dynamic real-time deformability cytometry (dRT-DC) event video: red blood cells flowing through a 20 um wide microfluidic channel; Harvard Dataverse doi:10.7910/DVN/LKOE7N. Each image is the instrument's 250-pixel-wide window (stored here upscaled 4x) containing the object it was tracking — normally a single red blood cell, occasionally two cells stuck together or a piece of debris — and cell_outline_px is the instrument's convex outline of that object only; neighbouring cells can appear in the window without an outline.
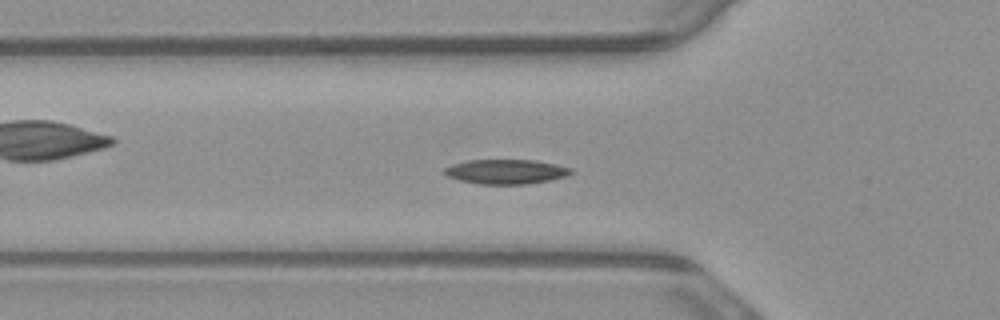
{"species": "common noctule bat (a hibernating species)", "species_latin": "Nyctalus noctula", "temperature_condition": "warm", "stored_images_in_passage": 55, "camera_frame_rate_fps": 3000, "um_per_image_px": 0.085, "animal": {"sex": "male", "body_mass_g": 23.1, "forearm_length_mm": 52.7}, "frame": {"image": 1, "passage_image": 18, "time_ms": 5.667, "image_size_px": [1000, 320], "cell_outline_px": [[572, 172], [568, 176], [528, 184], [480, 184], [460, 180], [448, 176], [440, 172], [444, 168], [452, 164], [468, 160], [536, 160], [556, 164], [572, 168]], "centroid_in_image_um": [42.99, 14.58], "position_along_channel_um": 82.8, "area_um2": 18.21}}
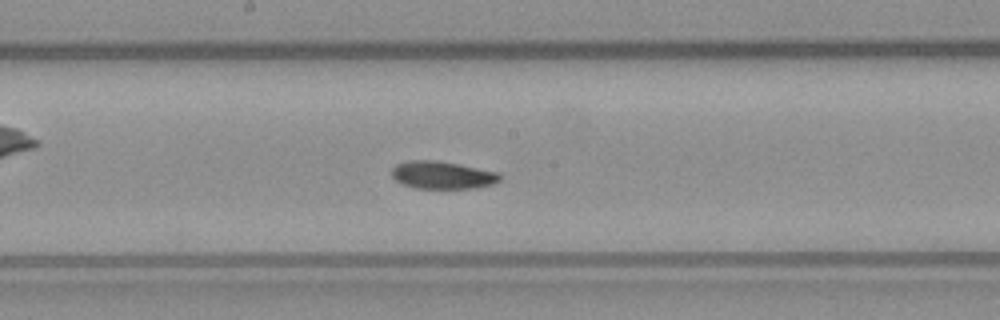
{"frame": {"image": 2, "passage_image": 28, "time_ms": 9.0, "image_size_px": [1000, 320], "cell_outline_px": [[500, 180], [492, 184], [476, 188], [416, 188], [404, 184], [396, 180], [392, 176], [392, 168], [396, 164], [408, 160], [436, 160], [460, 164], [500, 172]], "centroid_in_image_um": [37.62, 14.87], "position_along_channel_um": 210.6, "area_um2": 17.46}}
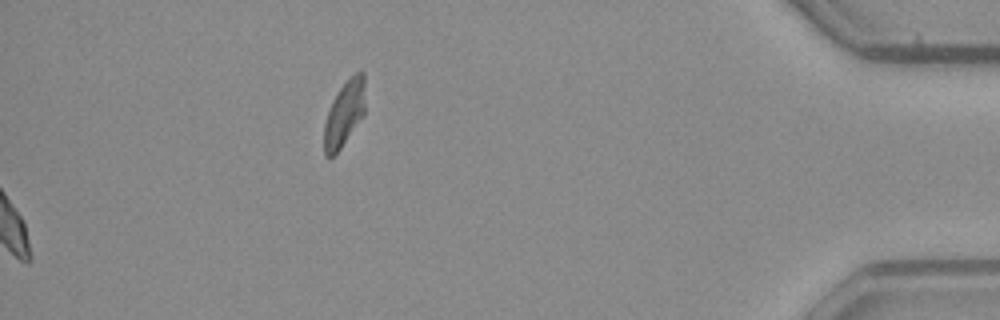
{"frame": {"image": 3, "passage_image": 55, "time_ms": 18.0, "image_size_px": [1000, 320], "cell_outline_px": [[364, 116], [340, 148], [328, 160], [324, 156], [324, 124], [332, 100], [340, 88], [356, 72], [364, 72]], "centroid_in_image_um": [29.25, 9.7], "position_along_channel_um": 405.9, "area_um2": 15.49}, "authors_computed_cell_mechanics": {"area_um2": 17.3978, "velocity_mm_per_s": 3.8094, "shape_relaxation_time_tau1_ms": 3.7038, "shape_relaxation_time_tau2_ms": 3.8763, "deformation_change_tau1": 0.1171, "deformation_change_tau2": 0.0855}}